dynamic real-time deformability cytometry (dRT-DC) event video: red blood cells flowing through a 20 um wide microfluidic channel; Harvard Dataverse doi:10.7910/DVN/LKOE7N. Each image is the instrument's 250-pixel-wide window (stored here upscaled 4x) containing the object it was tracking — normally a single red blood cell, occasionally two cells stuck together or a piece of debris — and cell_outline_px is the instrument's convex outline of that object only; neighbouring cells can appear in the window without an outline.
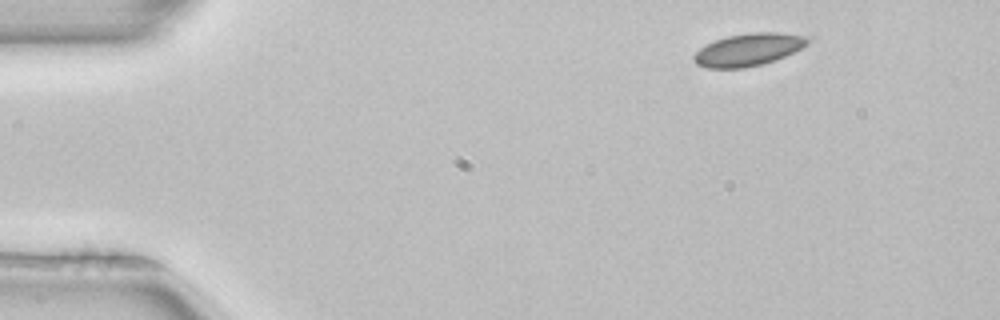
{"species": "common noctule bat (a hibernating species)", "species_latin": "Nyctalus noctula", "temperature_condition": "room temperature", "stored_images_in_passage": 3, "camera_frame_rate_fps": 3000, "um_per_image_px": 0.085, "animal": {"sex": "female", "body_mass_g": 22.7, "forearm_length_mm": 54.2}, "frame": {"image": 1, "passage_image": 1, "time_ms": 0.0, "image_size_px": [1000, 320], "cell_outline_px": [[808, 44], [776, 60], [744, 68], [708, 68], [696, 64], [692, 60], [692, 56], [704, 44], [728, 36], [752, 32], [776, 32], [804, 36], [808, 40]], "centroid_in_image_um": [63.54, 4.22], "position_along_channel_um": 21.5, "area_um2": 21.33}}
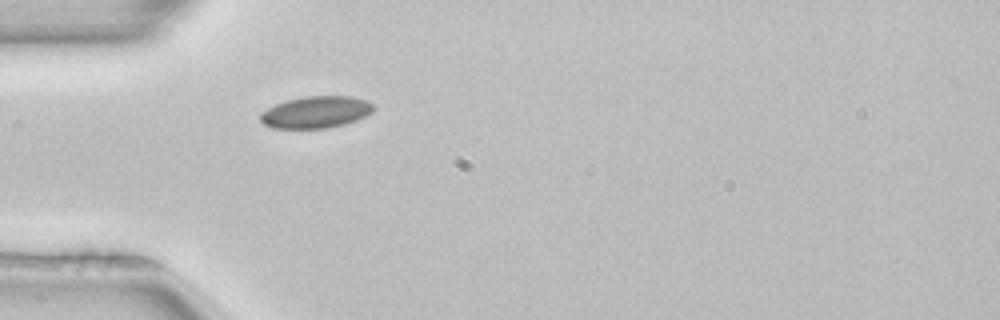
{"frame": {"image": 2, "passage_image": 3, "time_ms": 0.667, "image_size_px": [1000, 320], "cell_outline_px": [[376, 108], [372, 112], [356, 120], [344, 124], [328, 128], [272, 128], [264, 124], [260, 120], [260, 112], [276, 104], [288, 100], [304, 96], [352, 96], [368, 100]], "centroid_in_image_um": [26.87, 9.52], "position_along_channel_um": 58.1, "area_um2": 21.04}}